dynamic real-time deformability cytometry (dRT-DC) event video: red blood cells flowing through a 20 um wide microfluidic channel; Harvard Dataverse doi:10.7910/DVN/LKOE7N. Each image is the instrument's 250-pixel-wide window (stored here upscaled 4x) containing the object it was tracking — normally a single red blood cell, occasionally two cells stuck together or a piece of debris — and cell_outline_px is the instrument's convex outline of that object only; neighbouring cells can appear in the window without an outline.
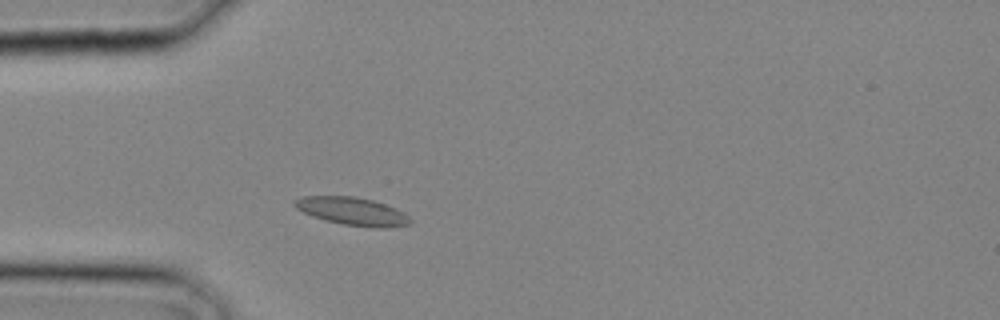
{"species": "common noctule bat (a hibernating species)", "species_latin": "Nyctalus noctula", "temperature_condition": "cold", "stored_images_in_passage": 12, "camera_frame_rate_fps": 3000, "um_per_image_px": 0.085, "animal": {"sex": "male", "body_mass_g": 20.4}, "frame": {"image": 1, "passage_image": 4, "time_ms": 1.0, "image_size_px": [1000, 320], "cell_outline_px": [[412, 220], [408, 224], [388, 228], [376, 228], [344, 224], [324, 220], [312, 216], [296, 208], [292, 204], [292, 200], [304, 196], [352, 196], [372, 200], [396, 208], [404, 212]], "centroid_in_image_um": [29.93, 17.95], "position_along_channel_um": 55.1, "area_um2": 18.79}}
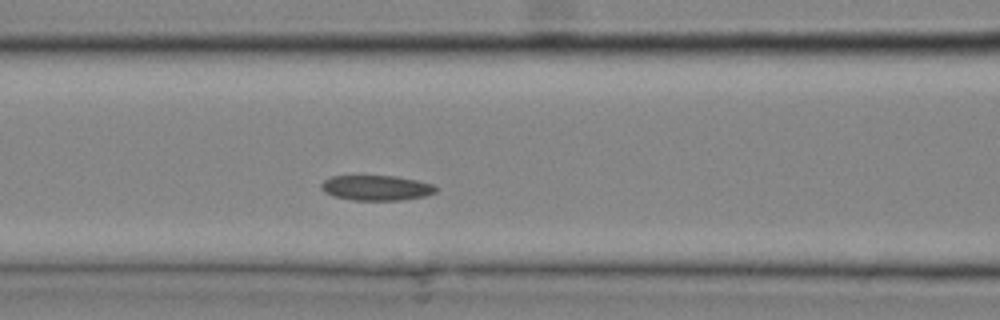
{"frame": {"image": 2, "passage_image": 8, "time_ms": 2.333, "image_size_px": [1000, 320], "cell_outline_px": [[436, 192], [424, 196], [400, 200], [352, 200], [332, 196], [324, 192], [320, 188], [320, 184], [324, 180], [332, 176], [396, 176], [416, 180], [432, 184], [436, 188]], "centroid_in_image_um": [31.94, 15.97], "position_along_channel_um": 134.7, "area_um2": 16.76}}
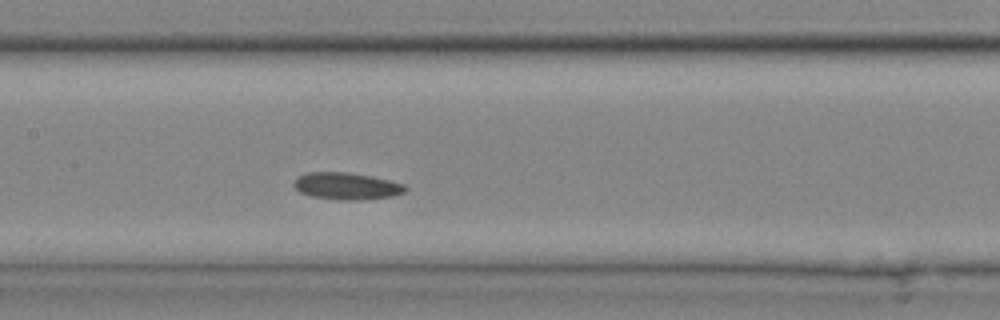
{"frame": {"image": 3, "passage_image": 10, "time_ms": 3.0, "image_size_px": [1000, 320], "cell_outline_px": [[408, 188], [404, 192], [392, 196], [356, 200], [340, 200], [312, 196], [300, 192], [292, 184], [300, 176], [308, 172], [348, 172], [372, 176], [404, 184]], "centroid_in_image_um": [29.47, 15.81], "position_along_channel_um": 177.9, "area_um2": 17.34}}